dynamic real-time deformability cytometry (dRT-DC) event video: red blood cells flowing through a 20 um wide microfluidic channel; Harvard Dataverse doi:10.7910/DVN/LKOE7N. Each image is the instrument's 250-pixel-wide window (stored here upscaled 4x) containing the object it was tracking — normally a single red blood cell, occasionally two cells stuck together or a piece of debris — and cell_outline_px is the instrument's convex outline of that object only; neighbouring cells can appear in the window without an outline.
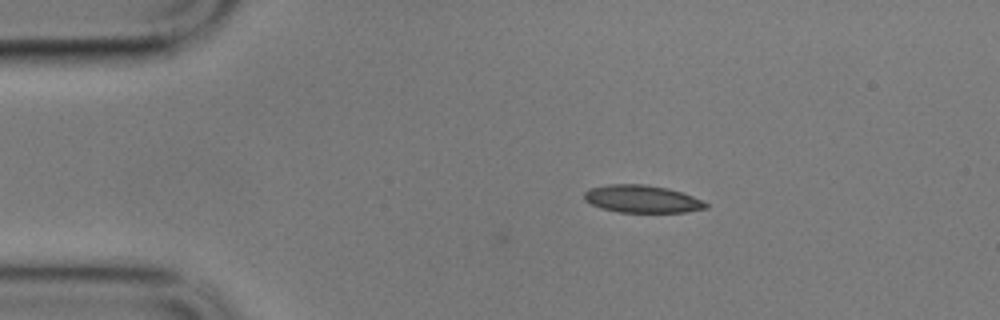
{"species": "common noctule bat (a hibernating species)", "species_latin": "Nyctalus noctula", "temperature_condition": "cold", "stored_images_in_passage": 11, "camera_frame_rate_fps": 3000, "um_per_image_px": 0.085, "animal": {"sex": "male", "body_mass_g": 17.9}, "frame": {"image": 1, "passage_image": 11, "time_ms": 3.333, "image_size_px": [1000, 320], "cell_outline_px": [[708, 208], [684, 212], [620, 212], [600, 208], [584, 200], [584, 192], [588, 188], [608, 184], [644, 184], [668, 188], [692, 196], [708, 204]], "centroid_in_image_um": [54.53, 16.9], "position_along_channel_um": 30.5, "area_um2": 19.48}}